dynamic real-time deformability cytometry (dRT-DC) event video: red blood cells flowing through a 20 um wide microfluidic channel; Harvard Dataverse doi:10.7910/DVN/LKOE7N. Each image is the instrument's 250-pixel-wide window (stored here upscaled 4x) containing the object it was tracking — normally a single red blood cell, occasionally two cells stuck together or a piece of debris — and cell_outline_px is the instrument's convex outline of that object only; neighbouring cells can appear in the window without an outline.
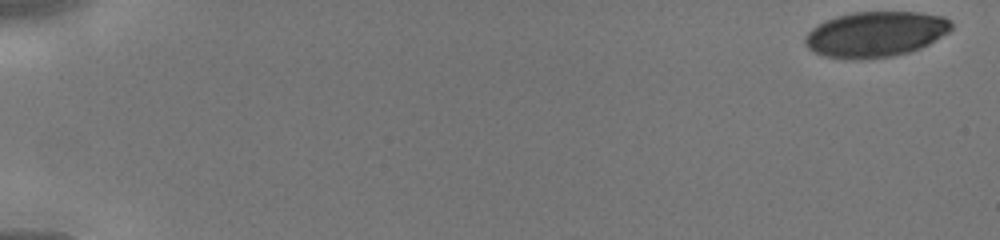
{"species": "human", "species_latin": "Homo sapiens", "temperature_condition": "cold", "stored_images_in_passage": 16, "camera_frame_rate_fps": 3000, "um_per_image_px": 0.085, "donor": {"sex": "male"}, "frame": {"image": 1, "passage_image": 1, "time_ms": 0.0, "image_size_px": [1000, 240], "cell_outline_px": [[952, 28], [948, 32], [928, 44], [920, 48], [908, 52], [892, 56], [860, 60], [852, 60], [824, 56], [808, 48], [804, 44], [804, 36], [812, 28], [824, 20], [836, 16], [852, 12], [920, 12], [944, 16], [952, 20]], "centroid_in_image_um": [74.41, 2.9], "position_along_channel_um": 10.6, "area_um2": 39.07}}
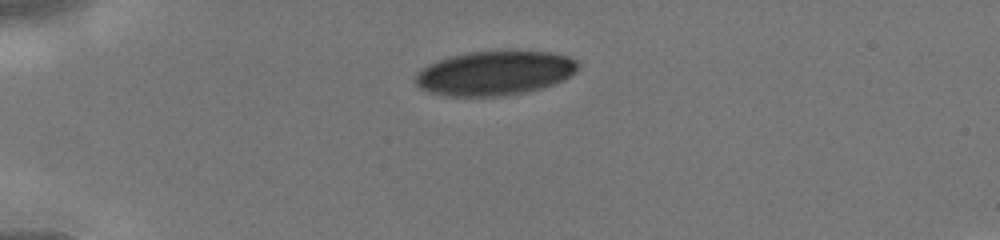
{"frame": {"image": 2, "passage_image": 12, "time_ms": 3.667, "image_size_px": [1000, 240], "cell_outline_px": [[580, 68], [572, 76], [564, 80], [540, 88], [524, 92], [500, 96], [448, 96], [428, 92], [420, 88], [412, 80], [416, 72], [428, 64], [436, 60], [448, 56], [468, 52], [508, 48], [516, 48], [552, 52], [568, 56], [576, 60], [580, 64]], "centroid_in_image_um": [42.07, 6.16], "position_along_channel_um": 42.9, "area_um2": 43.52}}